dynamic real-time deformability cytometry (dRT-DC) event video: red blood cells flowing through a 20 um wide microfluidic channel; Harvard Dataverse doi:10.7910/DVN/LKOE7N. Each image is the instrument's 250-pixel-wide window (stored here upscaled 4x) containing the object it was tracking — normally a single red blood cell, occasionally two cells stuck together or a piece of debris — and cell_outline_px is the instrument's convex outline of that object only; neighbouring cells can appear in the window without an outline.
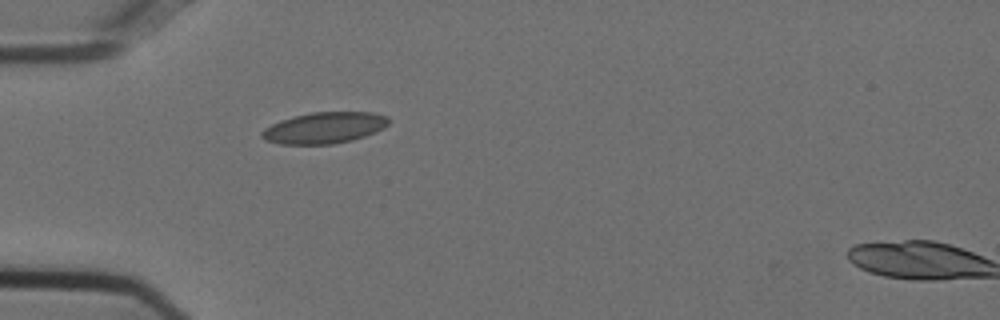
{"species": "Egyptian fruit bat (a non-hibernating species)", "species_latin": "Rousettus aegyptiacus", "temperature_condition": "cold", "stored_images_in_passage": 2, "camera_frame_rate_fps": 3000, "um_per_image_px": 0.085, "animal": {"sex": "female"}, "frame": {"image": 1, "passage_image": 1, "time_ms": 0.0, "image_size_px": [1000, 320], "cell_outline_px": [[388, 124], [384, 128], [376, 132], [352, 140], [332, 144], [280, 144], [264, 140], [260, 136], [260, 132], [264, 128], [280, 120], [312, 112], [372, 112], [388, 116]], "centroid_in_image_um": [27.56, 10.87], "position_along_channel_um": 57.4, "area_um2": 23.12}}